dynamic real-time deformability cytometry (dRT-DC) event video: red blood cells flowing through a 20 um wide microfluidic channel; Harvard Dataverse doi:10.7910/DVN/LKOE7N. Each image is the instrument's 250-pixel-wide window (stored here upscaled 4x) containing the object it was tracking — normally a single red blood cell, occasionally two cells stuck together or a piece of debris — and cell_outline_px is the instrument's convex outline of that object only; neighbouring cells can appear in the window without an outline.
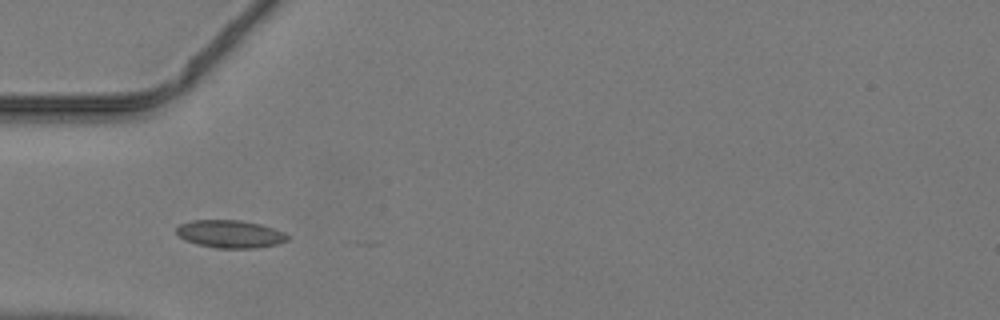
{"species": "common noctule bat (a hibernating species)", "species_latin": "Nyctalus noctula", "temperature_condition": "warm", "stored_images_in_passage": 10, "camera_frame_rate_fps": 3000, "um_per_image_px": 0.085, "animal": {"sex": "male", "body_mass_g": 19.2, "forearm_length_mm": 51.8}, "frame": {"image": 1, "passage_image": 2, "time_ms": 0.333, "image_size_px": [1000, 320], "cell_outline_px": [[292, 236], [288, 240], [280, 244], [256, 248], [216, 248], [196, 244], [184, 240], [176, 232], [176, 228], [180, 224], [192, 220], [240, 220], [260, 224], [284, 232]], "centroid_in_image_um": [19.59, 19.9], "position_along_channel_um": 65.4, "area_um2": 18.15}}
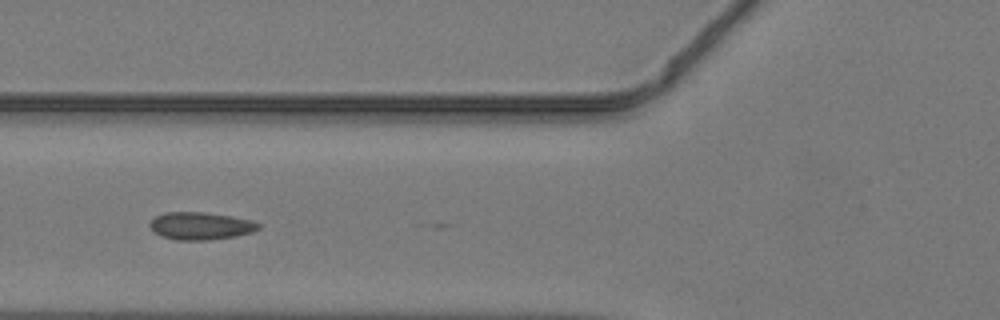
{"frame": {"image": 2, "passage_image": 5, "time_ms": 1.333, "image_size_px": [1000, 320], "cell_outline_px": [[260, 228], [252, 232], [236, 236], [208, 240], [176, 240], [160, 236], [152, 232], [148, 224], [156, 216], [164, 212], [204, 212], [232, 216], [252, 220], [260, 224]], "centroid_in_image_um": [17.03, 19.2], "position_along_channel_um": 108.8, "area_um2": 17.63}}